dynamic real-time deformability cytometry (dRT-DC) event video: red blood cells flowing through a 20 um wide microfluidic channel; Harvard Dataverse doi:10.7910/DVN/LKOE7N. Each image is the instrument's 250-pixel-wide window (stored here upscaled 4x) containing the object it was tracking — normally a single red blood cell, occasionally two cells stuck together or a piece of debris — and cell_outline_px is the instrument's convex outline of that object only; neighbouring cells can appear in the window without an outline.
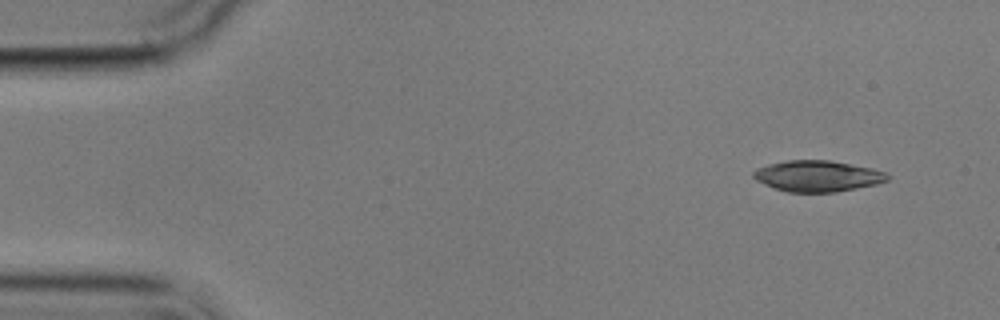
{"species": "common noctule bat (a hibernating species)", "species_latin": "Nyctalus noctula", "temperature_condition": "cold", "stored_images_in_passage": 5, "segment_of_instrument_passage": [1, 2], "camera_frame_rate_fps": 3000, "um_per_image_px": 0.085, "animal": {"sex": "male", "body_mass_g": 17.9}, "frame": {"image": 1, "passage_image": 1, "time_ms": 0.0, "image_size_px": [1000, 320], "cell_outline_px": [[892, 176], [888, 180], [876, 184], [836, 192], [788, 192], [772, 188], [756, 180], [752, 176], [752, 172], [756, 168], [768, 164], [788, 160], [828, 160], [872, 168], [888, 172]], "centroid_in_image_um": [69.49, 14.96], "position_along_channel_um": 15.5, "area_um2": 24.45}}